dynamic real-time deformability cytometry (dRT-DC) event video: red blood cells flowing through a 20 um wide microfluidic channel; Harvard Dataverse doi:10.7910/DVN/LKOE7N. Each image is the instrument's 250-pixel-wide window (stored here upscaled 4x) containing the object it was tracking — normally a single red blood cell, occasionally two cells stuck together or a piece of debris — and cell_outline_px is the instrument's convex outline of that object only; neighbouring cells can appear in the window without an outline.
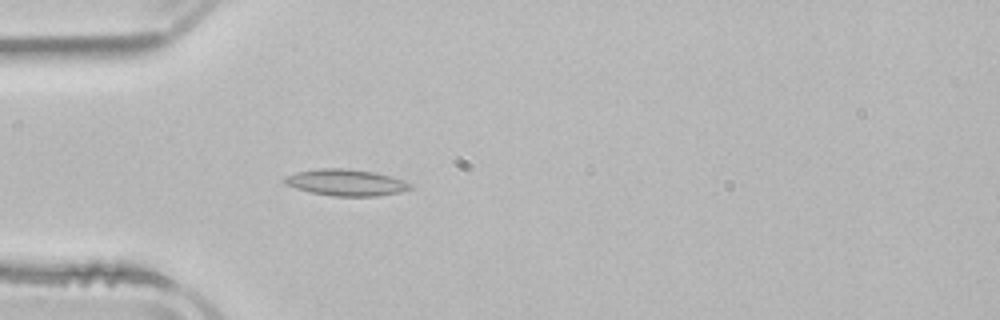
{"species": "common noctule bat (a hibernating species)", "species_latin": "Nyctalus noctula", "temperature_condition": "room temperature", "stored_images_in_passage": 4, "camera_frame_rate_fps": 3000, "um_per_image_px": 0.085, "animal": {"sex": "male", "body_mass_g": 21.5, "forearm_length_mm": 52.0}, "frame": {"image": 1, "passage_image": 4, "time_ms": 4.667, "image_size_px": [1000, 320], "cell_outline_px": [[412, 188], [400, 192], [376, 196], [332, 196], [312, 192], [296, 188], [284, 184], [284, 176], [296, 172], [320, 168], [344, 168], [376, 172], [404, 180], [412, 184]], "centroid_in_image_um": [29.41, 15.51], "position_along_channel_um": 55.6, "area_um2": 19.42}}